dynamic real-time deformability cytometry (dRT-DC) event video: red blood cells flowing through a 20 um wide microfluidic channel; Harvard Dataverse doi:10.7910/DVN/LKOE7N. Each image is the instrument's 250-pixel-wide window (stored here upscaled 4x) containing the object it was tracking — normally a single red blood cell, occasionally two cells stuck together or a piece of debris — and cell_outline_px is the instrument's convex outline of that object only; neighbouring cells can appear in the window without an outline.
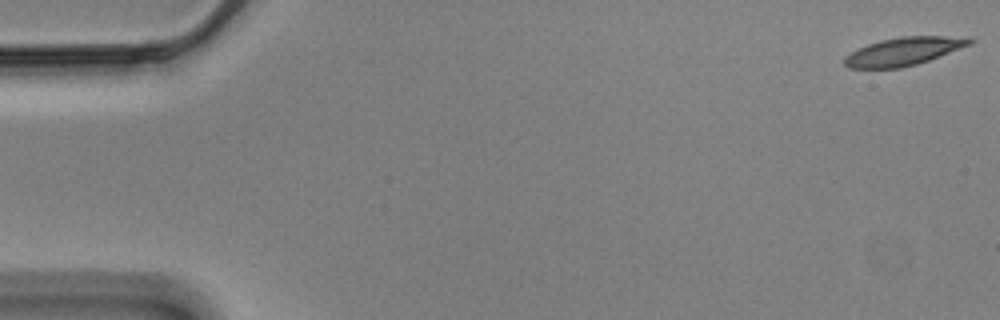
{"species": "Egyptian fruit bat (a non-hibernating species)", "species_latin": "Rousettus aegyptiacus", "temperature_condition": "cold", "stored_images_in_passage": 57, "camera_frame_rate_fps": 3000, "um_per_image_px": 0.085, "animal": {"sex": "male"}, "frame": {"image": 1, "passage_image": 1, "time_ms": 0.0, "image_size_px": [1000, 320], "cell_outline_px": [[972, 44], [928, 60], [916, 64], [900, 68], [848, 68], [844, 64], [844, 56], [868, 44], [880, 40], [900, 36], [968, 36], [972, 40]], "centroid_in_image_um": [76.82, 4.35], "position_along_channel_um": 8.2, "area_um2": 20.4}}
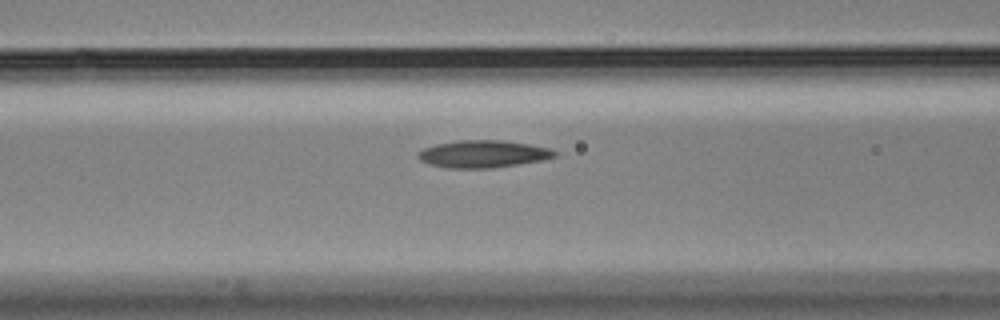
{"frame": {"image": 2, "passage_image": 23, "time_ms": 7.333, "image_size_px": [1000, 320], "cell_outline_px": [[556, 156], [544, 160], [492, 168], [444, 168], [428, 164], [420, 160], [416, 156], [416, 152], [424, 148], [436, 144], [460, 140], [500, 140], [528, 144], [548, 148], [556, 152]], "centroid_in_image_um": [41.0, 13.09], "position_along_channel_um": 125.6, "area_um2": 21.79}}
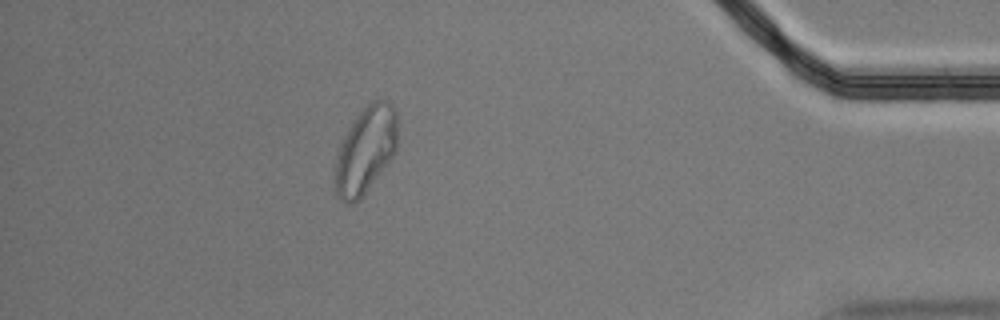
{"frame": {"image": 3, "passage_image": 51, "time_ms": 16.667, "image_size_px": [1000, 320], "cell_outline_px": [[396, 152], [364, 192], [352, 204], [344, 204], [336, 196], [336, 156], [352, 124], [360, 112], [372, 100], [388, 100], [392, 104], [396, 112]], "centroid_in_image_um": [31.09, 12.75], "position_along_channel_um": 404.1, "area_um2": 30.46}, "authors_computed_cell_mechanics": {"area_um2": 21.3282, "velocity_mm_per_s": 3.4693, "shape_relaxation_time_tau1_ms": 7.2, "shape_relaxation_time_tau2_ms": 3.7064, "deformation_change_tau1": 0.1763, "deformation_change_tau2": 0.0993}}